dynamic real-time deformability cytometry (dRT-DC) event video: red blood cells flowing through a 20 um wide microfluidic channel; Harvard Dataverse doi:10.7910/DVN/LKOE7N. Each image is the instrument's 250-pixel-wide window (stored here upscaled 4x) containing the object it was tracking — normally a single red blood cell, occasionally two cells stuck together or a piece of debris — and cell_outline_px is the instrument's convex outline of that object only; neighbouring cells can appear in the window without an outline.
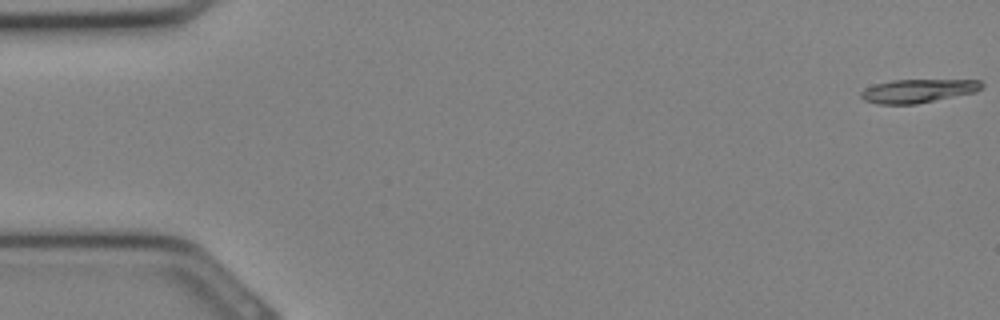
{"species": "Egyptian fruit bat (a non-hibernating species)", "species_latin": "Rousettus aegyptiacus", "temperature_condition": "cold", "stored_images_in_passage": 16, "camera_frame_rate_fps": 3000, "um_per_image_px": 0.085, "animal": {"sex": "female"}, "frame": {"image": 1, "passage_image": 1, "time_ms": 0.0, "image_size_px": [1000, 320], "cell_outline_px": [[984, 84], [976, 92], [916, 104], [876, 104], [864, 100], [860, 96], [860, 92], [864, 88], [876, 84], [892, 80], [980, 80]], "centroid_in_image_um": [78.0, 7.73], "position_along_channel_um": 7.0, "area_um2": 16.53}}
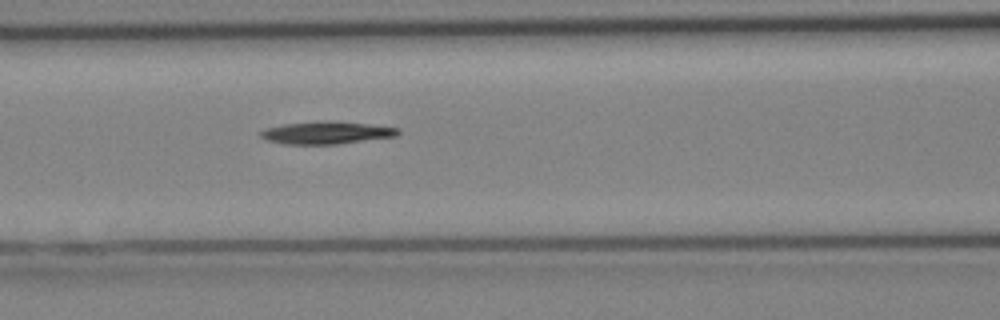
{"frame": {"image": 2, "passage_image": 14, "time_ms": 4.333, "image_size_px": [1000, 320], "cell_outline_px": [[400, 132], [396, 136], [336, 144], [284, 144], [268, 140], [260, 136], [260, 132], [264, 128], [284, 124], [368, 124], [400, 128]], "centroid_in_image_um": [27.74, 11.33], "position_along_channel_um": 138.9, "area_um2": 16.7}}
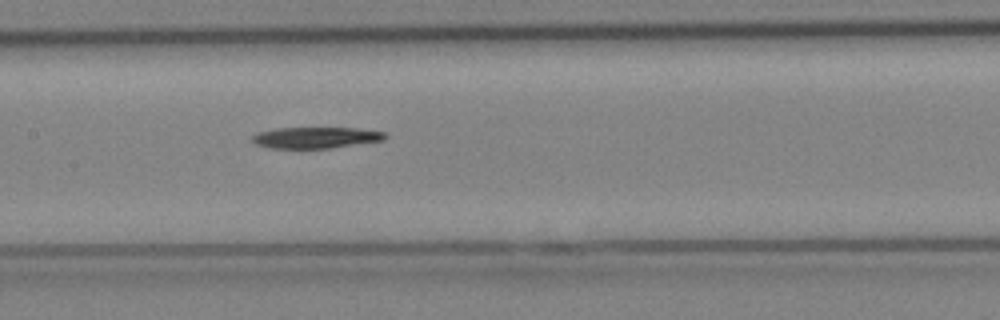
{"frame": {"image": 3, "passage_image": 16, "time_ms": 5.0, "image_size_px": [1000, 320], "cell_outline_px": [[388, 136], [384, 140], [328, 148], [272, 148], [256, 144], [252, 140], [252, 136], [260, 132], [276, 128], [356, 128], [384, 132]], "centroid_in_image_um": [26.85, 11.69], "position_along_channel_um": 180.5, "area_um2": 16.18}}